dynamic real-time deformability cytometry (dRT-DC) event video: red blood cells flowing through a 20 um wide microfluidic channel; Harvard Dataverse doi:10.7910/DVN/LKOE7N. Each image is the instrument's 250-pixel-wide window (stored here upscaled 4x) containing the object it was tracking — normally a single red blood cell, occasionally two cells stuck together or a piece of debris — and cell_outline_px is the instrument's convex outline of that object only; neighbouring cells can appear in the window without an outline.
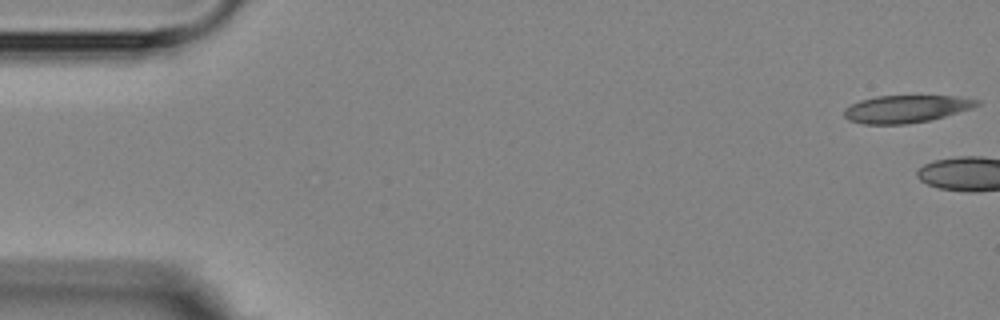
{"species": "Egyptian fruit bat (a non-hibernating species)", "species_latin": "Rousettus aegyptiacus", "temperature_condition": "room temperature", "stored_images_in_passage": 4, "camera_frame_rate_fps": 3000, "um_per_image_px": 0.085, "animal": {"sex": "female"}, "frame": {"image": 1, "passage_image": 1, "time_ms": 0.0, "image_size_px": [1000, 320], "cell_outline_px": [[980, 104], [972, 108], [944, 116], [928, 120], [908, 124], [864, 124], [848, 120], [844, 116], [844, 108], [860, 100], [876, 96], [956, 96], [980, 100]], "centroid_in_image_um": [77.0, 9.25], "position_along_channel_um": 8.0, "area_um2": 21.15}}